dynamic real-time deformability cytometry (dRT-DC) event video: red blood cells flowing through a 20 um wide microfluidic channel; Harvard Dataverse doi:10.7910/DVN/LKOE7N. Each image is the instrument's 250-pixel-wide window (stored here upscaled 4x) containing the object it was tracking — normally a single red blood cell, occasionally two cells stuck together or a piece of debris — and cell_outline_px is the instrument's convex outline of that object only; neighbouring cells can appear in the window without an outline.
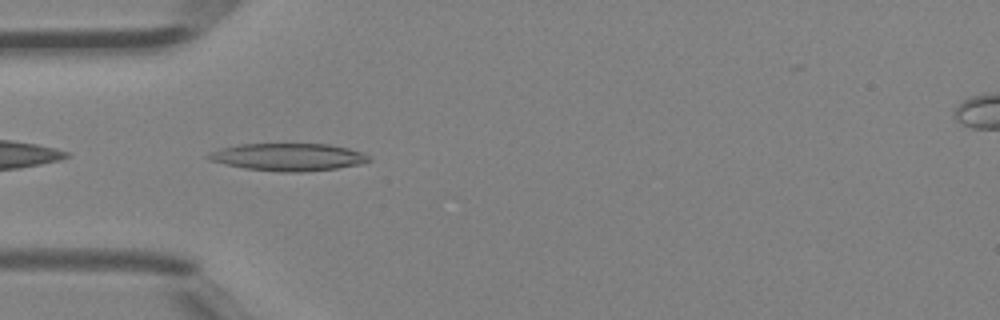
{"species": "Egyptian fruit bat (a non-hibernating species)", "species_latin": "Rousettus aegyptiacus", "temperature_condition": "room temperature", "stored_images_in_passage": 32, "camera_frame_rate_fps": 3000, "um_per_image_px": 0.085, "animal": {"sex": "female"}, "frame": {"image": 1, "passage_image": 1, "time_ms": 0.0, "image_size_px": [1000, 320], "cell_outline_px": [[372, 160], [360, 164], [336, 168], [300, 172], [280, 172], [244, 168], [208, 160], [204, 156], [220, 148], [240, 144], [328, 144], [348, 148], [360, 152], [368, 156]], "centroid_in_image_um": [24.47, 13.35], "position_along_channel_um": 60.5, "area_um2": 25.55}}
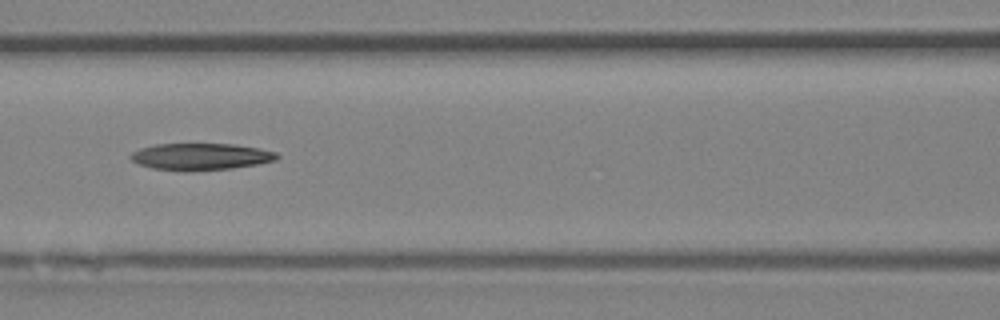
{"frame": {"image": 2, "passage_image": 7, "time_ms": 2.0, "image_size_px": [1000, 320], "cell_outline_px": [[280, 156], [276, 160], [256, 164], [232, 168], [152, 168], [140, 164], [132, 160], [128, 156], [132, 152], [140, 148], [156, 144], [232, 144], [256, 148], [276, 152]], "centroid_in_image_um": [17.07, 13.26], "position_along_channel_um": 149.5, "area_um2": 21.68}}
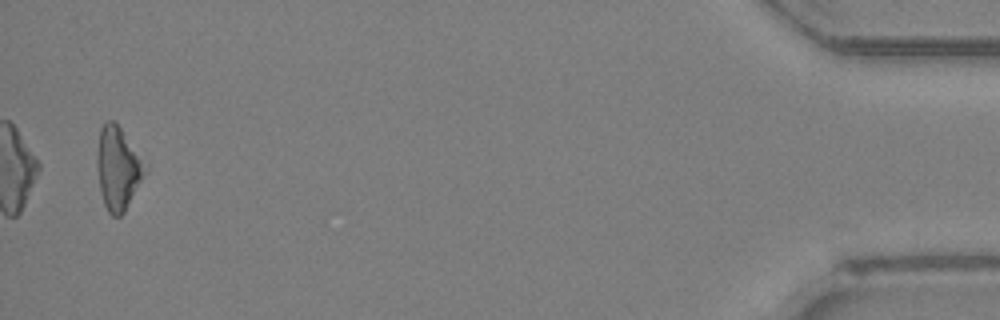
{"frame": {"image": 3, "passage_image": 31, "time_ms": 10.0, "image_size_px": [1000, 320], "cell_outline_px": [[148, 168], [124, 212], [120, 216], [112, 216], [108, 212], [104, 204], [100, 192], [96, 164], [96, 152], [100, 128], [108, 120], [112, 120], [120, 128], [148, 164]], "centroid_in_image_um": [10.02, 14.3], "position_along_channel_um": 425.2, "area_um2": 23.29}}